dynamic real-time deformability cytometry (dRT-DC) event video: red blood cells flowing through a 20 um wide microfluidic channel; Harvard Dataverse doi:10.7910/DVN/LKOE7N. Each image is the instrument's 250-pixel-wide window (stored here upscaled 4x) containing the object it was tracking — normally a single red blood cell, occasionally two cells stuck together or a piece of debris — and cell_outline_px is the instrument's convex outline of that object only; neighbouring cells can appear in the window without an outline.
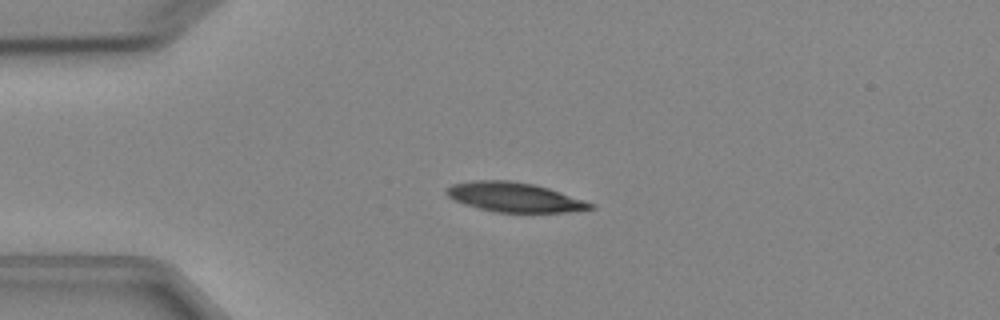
{"species": "Egyptian fruit bat (a non-hibernating species)", "species_latin": "Rousettus aegyptiacus", "temperature_condition": "cold", "stored_images_in_passage": 7, "camera_frame_rate_fps": 3000, "um_per_image_px": 0.085, "animal": {"sex": "female"}, "frame": {"image": 1, "passage_image": 3, "time_ms": 3.0, "image_size_px": [1000, 320], "cell_outline_px": [[596, 208], [568, 212], [496, 212], [464, 204], [448, 196], [444, 192], [452, 184], [472, 180], [508, 180], [532, 184], [548, 188], [596, 204]], "centroid_in_image_um": [43.74, 16.76], "position_along_channel_um": 41.3, "area_um2": 24.57}}
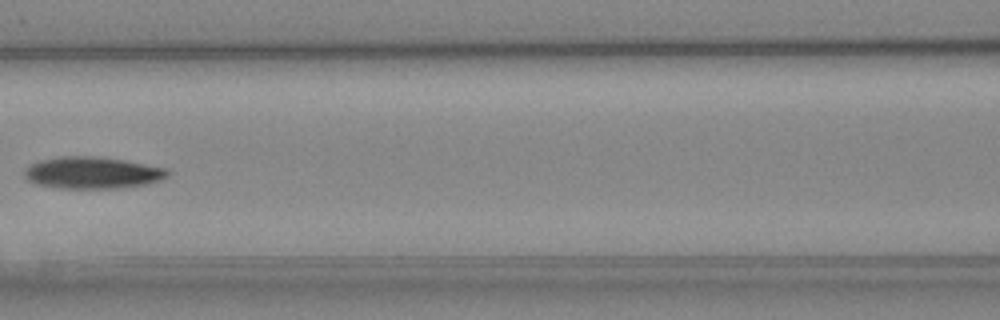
{"frame": {"image": 2, "passage_image": 6, "time_ms": 6.667, "image_size_px": [1000, 320], "cell_outline_px": [[172, 172], [168, 176], [160, 180], [148, 184], [120, 188], [60, 188], [36, 184], [28, 180], [24, 176], [24, 172], [32, 164], [40, 160], [60, 156], [100, 156], [124, 160], [168, 168]], "centroid_in_image_um": [7.91, 14.68], "position_along_channel_um": 158.7, "area_um2": 26.7}}
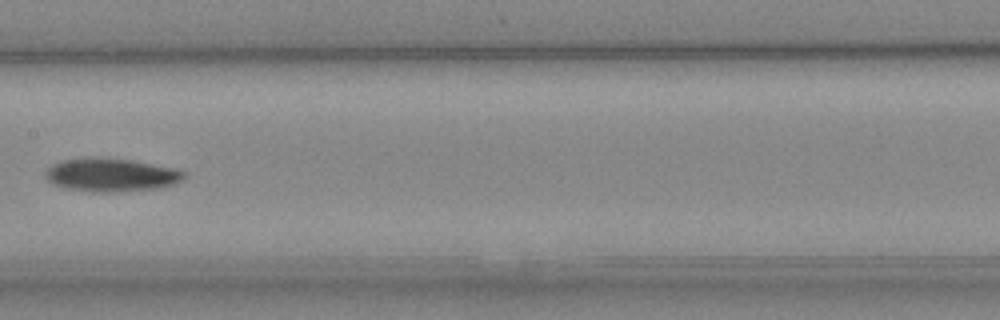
{"frame": {"image": 3, "passage_image": 7, "time_ms": 7.667, "image_size_px": [1000, 320], "cell_outline_px": [[188, 176], [176, 184], [160, 188], [112, 192], [92, 192], [64, 188], [52, 184], [44, 176], [44, 172], [52, 164], [64, 160], [132, 160], [172, 168], [184, 172]], "centroid_in_image_um": [9.47, 14.92], "position_along_channel_um": 197.9, "area_um2": 26.18}}